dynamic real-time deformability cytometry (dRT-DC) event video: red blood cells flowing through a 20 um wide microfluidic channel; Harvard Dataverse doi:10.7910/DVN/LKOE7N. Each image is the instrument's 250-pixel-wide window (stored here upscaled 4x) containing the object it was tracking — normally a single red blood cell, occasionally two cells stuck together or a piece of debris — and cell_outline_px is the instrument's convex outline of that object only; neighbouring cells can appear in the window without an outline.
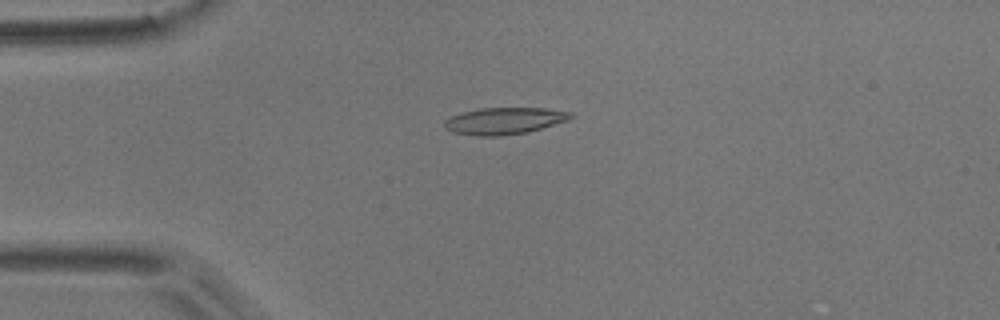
{"species": "common noctule bat (a hibernating species)", "species_latin": "Nyctalus noctula", "temperature_condition": "room temperature", "stored_images_in_passage": 3, "camera_frame_rate_fps": 3000, "um_per_image_px": 0.085, "animal": {"sex": "male", "body_mass_g": 17.9}, "frame": {"image": 1, "passage_image": 1, "time_ms": 0.0, "image_size_px": [1000, 320], "cell_outline_px": [[576, 116], [568, 120], [528, 132], [500, 136], [476, 136], [452, 132], [444, 128], [444, 120], [452, 116], [464, 112], [480, 108], [544, 108], [572, 112]], "centroid_in_image_um": [42.88, 10.28], "position_along_channel_um": 42.1, "area_um2": 19.77}}
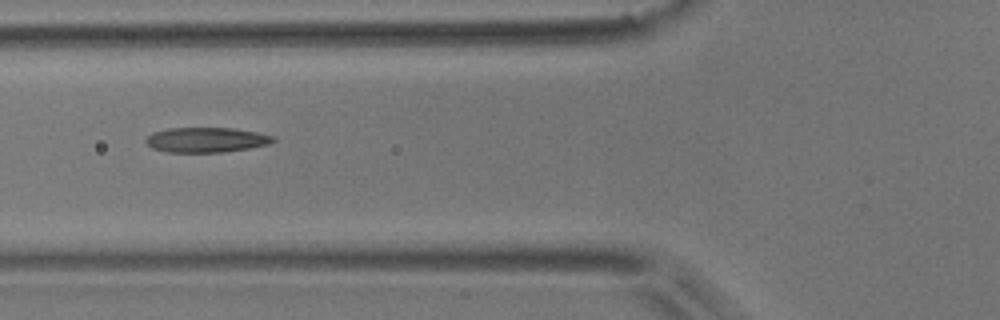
{"frame": {"image": 2, "passage_image": 3, "time_ms": 0.667, "image_size_px": [1000, 320], "cell_outline_px": [[276, 140], [268, 144], [248, 148], [224, 152], [168, 152], [152, 148], [144, 140], [152, 132], [168, 128], [232, 128], [256, 132], [276, 136]], "centroid_in_image_um": [17.53, 11.88], "position_along_channel_um": 108.3, "area_um2": 18.5}}